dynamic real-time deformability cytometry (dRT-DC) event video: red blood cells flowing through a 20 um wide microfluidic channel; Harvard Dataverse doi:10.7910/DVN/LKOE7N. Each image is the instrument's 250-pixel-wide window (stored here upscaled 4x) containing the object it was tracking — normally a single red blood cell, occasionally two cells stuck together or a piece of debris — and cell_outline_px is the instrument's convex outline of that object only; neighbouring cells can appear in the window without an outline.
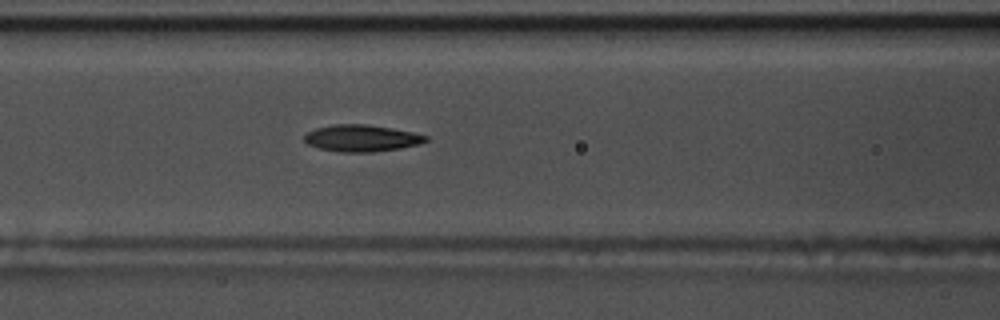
{"species": "common noctule bat (a hibernating species)", "species_latin": "Nyctalus noctula", "temperature_condition": "warm", "stored_images_in_passage": 52, "camera_frame_rate_fps": 3000, "um_per_image_px": 0.085, "animal": {"sex": "male", "body_mass_g": 17.5, "forearm_length_mm": 52.3}, "frame": {"image": 1, "passage_image": 23, "time_ms": 7.333, "image_size_px": [1000, 320], "cell_outline_px": [[428, 140], [420, 144], [400, 148], [372, 152], [344, 152], [320, 148], [308, 144], [304, 140], [304, 136], [308, 132], [316, 128], [332, 124], [364, 124], [392, 128], [412, 132], [428, 136]], "centroid_in_image_um": [30.75, 11.74], "position_along_channel_um": 135.9, "area_um2": 18.79}, "authors_computed_cell_mechanics": {"area_um2": 18.3515, "velocity_mm_per_s": 3.6475, "shape_relaxation_time_tau1_ms": 3.4655, "shape_relaxation_time_tau2_ms": 4.4661, "deformation_change_tau1": 0.1947, "deformation_change_tau2": 0.1434}}